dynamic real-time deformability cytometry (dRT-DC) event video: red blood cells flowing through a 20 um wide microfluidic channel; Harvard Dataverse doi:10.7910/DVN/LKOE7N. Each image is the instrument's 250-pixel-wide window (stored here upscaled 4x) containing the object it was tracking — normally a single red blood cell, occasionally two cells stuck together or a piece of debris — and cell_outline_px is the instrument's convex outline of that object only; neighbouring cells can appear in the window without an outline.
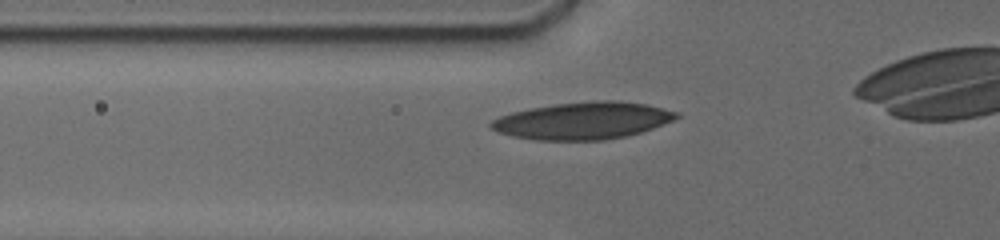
{"species": "human", "species_latin": "Homo sapiens", "temperature_condition": "cold", "stored_images_in_passage": 40, "camera_frame_rate_fps": 3000, "um_per_image_px": 0.085, "donor": {"sex": "male"}, "frame": {"image": 1, "passage_image": 6, "time_ms": 1.667, "image_size_px": [1000, 240], "cell_outline_px": [[680, 116], [664, 124], [640, 132], [624, 136], [604, 140], [536, 140], [512, 136], [500, 132], [492, 128], [488, 124], [492, 120], [500, 116], [512, 112], [528, 108], [556, 104], [596, 100], [620, 100], [644, 104], [680, 112]], "centroid_in_image_um": [49.55, 10.25], "position_along_channel_um": 76.3, "area_um2": 40.0}}
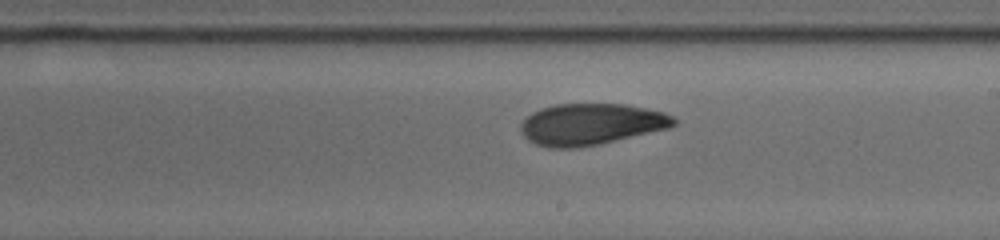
{"frame": {"image": 2, "passage_image": 21, "time_ms": 6.0, "image_size_px": [1000, 240], "cell_outline_px": [[676, 124], [668, 128], [596, 144], [572, 148], [552, 148], [536, 144], [528, 140], [520, 132], [520, 124], [532, 112], [540, 108], [552, 104], [624, 104], [664, 112], [672, 116], [676, 120]], "centroid_in_image_um": [50.18, 10.54], "position_along_channel_um": 238.8, "area_um2": 36.59}}
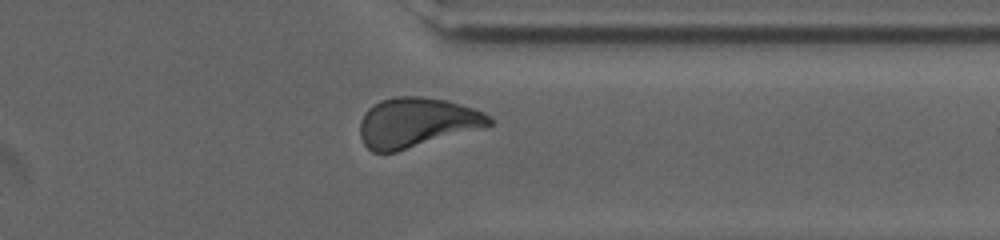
{"frame": {"image": 3, "passage_image": 34, "time_ms": 9.667, "image_size_px": [1000, 240], "cell_outline_px": [[492, 124], [484, 128], [396, 152], [372, 152], [364, 144], [360, 136], [360, 120], [364, 112], [368, 108], [380, 100], [396, 96], [420, 96], [448, 100], [484, 112], [492, 120]], "centroid_in_image_um": [35.4, 10.41], "position_along_channel_um": 376.0, "area_um2": 37.63}}